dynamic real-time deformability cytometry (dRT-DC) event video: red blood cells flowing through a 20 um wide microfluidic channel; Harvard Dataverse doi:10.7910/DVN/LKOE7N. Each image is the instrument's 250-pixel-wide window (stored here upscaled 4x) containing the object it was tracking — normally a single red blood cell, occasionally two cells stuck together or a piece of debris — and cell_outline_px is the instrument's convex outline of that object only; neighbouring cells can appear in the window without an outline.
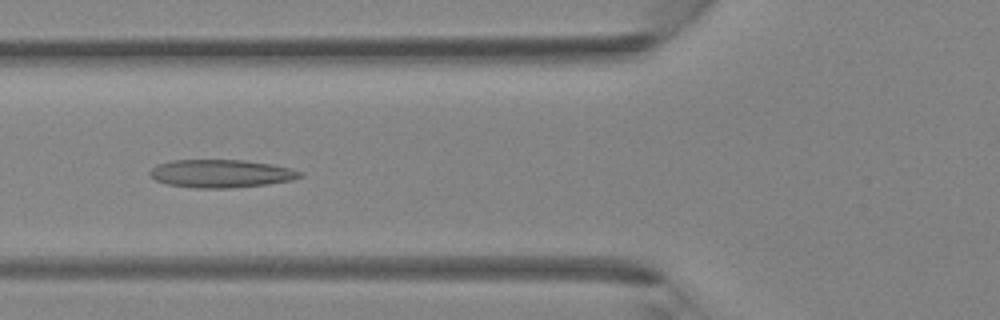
{"species": "Egyptian fruit bat (a non-hibernating species)", "species_latin": "Rousettus aegyptiacus", "temperature_condition": "room temperature", "stored_images_in_passage": 30, "camera_frame_rate_fps": 3000, "um_per_image_px": 0.085, "animal": {"sex": "female"}, "frame": {"image": 1, "passage_image": 3, "time_ms": 0.667, "image_size_px": [1000, 320], "cell_outline_px": [[304, 176], [292, 180], [268, 184], [232, 188], [196, 188], [168, 184], [156, 180], [148, 172], [156, 164], [172, 160], [244, 160], [272, 164], [292, 168], [304, 172]], "centroid_in_image_um": [18.84, 14.75], "position_along_channel_um": 107.0, "area_um2": 24.68}}
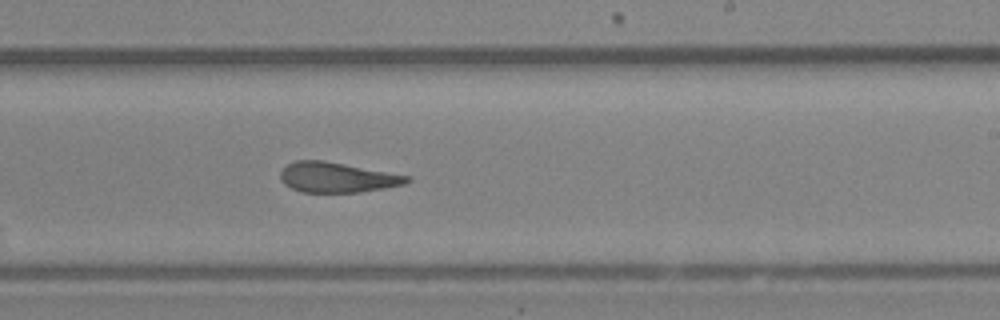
{"frame": {"image": 2, "passage_image": 13, "time_ms": 4.0, "image_size_px": [1000, 320], "cell_outline_px": [[412, 180], [404, 184], [384, 188], [360, 192], [300, 192], [284, 184], [280, 180], [280, 172], [288, 164], [296, 160], [324, 160], [412, 176]], "centroid_in_image_um": [28.67, 15.07], "position_along_channel_um": 260.3, "area_um2": 22.31}}
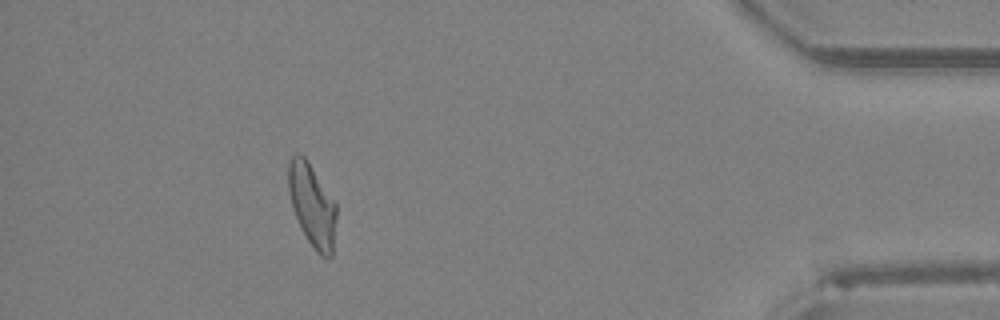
{"frame": {"image": 3, "passage_image": 26, "time_ms": 8.333, "image_size_px": [1000, 320], "cell_outline_px": [[336, 220], [332, 256], [320, 256], [316, 252], [300, 228], [292, 208], [288, 192], [288, 160], [296, 152], [300, 152], [304, 156], [336, 204]], "centroid_in_image_um": [26.5, 17.43], "position_along_channel_um": 408.7, "area_um2": 23.06}}